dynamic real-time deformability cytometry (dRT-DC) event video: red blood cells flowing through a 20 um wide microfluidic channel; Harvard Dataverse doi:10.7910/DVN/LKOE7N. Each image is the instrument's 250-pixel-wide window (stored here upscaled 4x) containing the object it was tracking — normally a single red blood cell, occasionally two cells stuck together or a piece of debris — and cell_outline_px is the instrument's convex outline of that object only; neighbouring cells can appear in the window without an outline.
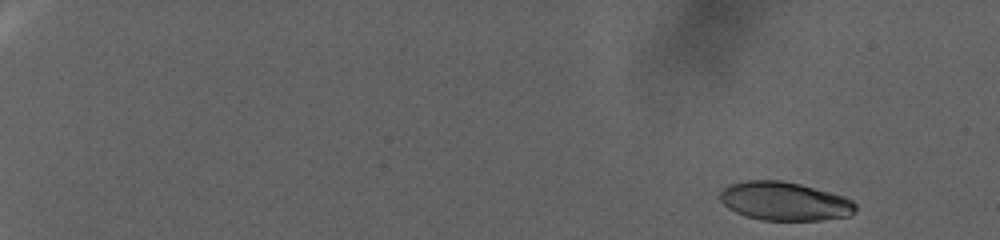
{"species": "human", "species_latin": "Homo sapiens", "temperature_condition": "warm", "stored_images_in_passage": 92, "camera_frame_rate_fps": 3000, "um_per_image_px": 0.085, "donor": {"sex": "female"}, "frame": {"image": 1, "passage_image": 6, "time_ms": 1.667, "image_size_px": [1000, 240], "cell_outline_px": [[856, 208], [852, 216], [820, 220], [760, 220], [744, 216], [728, 208], [716, 196], [728, 184], [748, 180], [780, 180], [800, 184], [844, 196], [852, 200], [856, 204]], "centroid_in_image_um": [66.67, 17.11], "position_along_channel_um": 18.3, "area_um2": 30.75}}
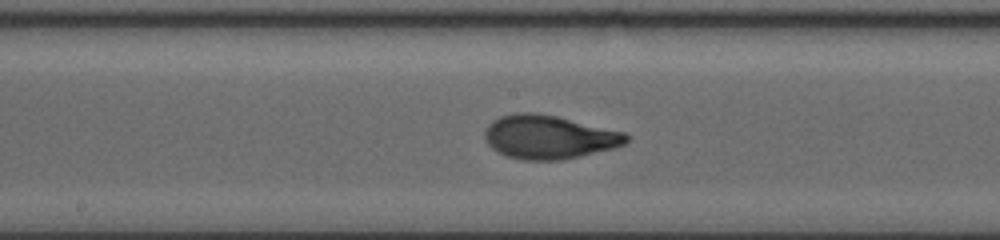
{"frame": {"image": 2, "passage_image": 55, "time_ms": 18.0, "image_size_px": [1000, 240], "cell_outline_px": [[628, 140], [624, 144], [612, 148], [580, 156], [560, 160], [520, 160], [508, 156], [492, 148], [488, 144], [484, 136], [484, 132], [488, 124], [492, 120], [500, 116], [516, 112], [532, 112], [556, 116], [624, 132], [628, 136]], "centroid_in_image_um": [46.62, 11.64], "position_along_channel_um": 201.6, "area_um2": 35.78}}
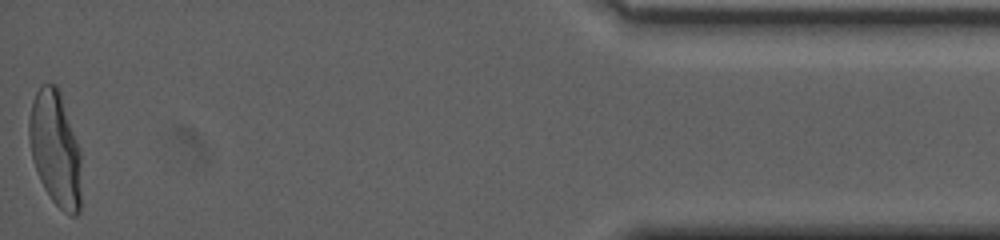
{"frame": {"image": 3, "passage_image": 92, "time_ms": 30.333, "image_size_px": [1000, 240], "cell_outline_px": [[80, 212], [76, 216], [72, 216], [64, 212], [52, 200], [44, 188], [40, 180], [32, 160], [28, 136], [28, 120], [32, 100], [40, 84], [56, 84], [60, 92], [80, 148]], "centroid_in_image_um": [4.69, 12.63], "position_along_channel_um": 430.5, "area_um2": 35.2}, "authors_computed_cell_mechanics": {"area_um2": 33.6107, "velocity_mm_per_s": 2.3652, "shape_relaxation_time_tau1_ms": 6.9541, "shape_relaxation_time_tau2_ms": null, "deformation_change_tau1": 0.2396, "deformation_change_tau2": null}}